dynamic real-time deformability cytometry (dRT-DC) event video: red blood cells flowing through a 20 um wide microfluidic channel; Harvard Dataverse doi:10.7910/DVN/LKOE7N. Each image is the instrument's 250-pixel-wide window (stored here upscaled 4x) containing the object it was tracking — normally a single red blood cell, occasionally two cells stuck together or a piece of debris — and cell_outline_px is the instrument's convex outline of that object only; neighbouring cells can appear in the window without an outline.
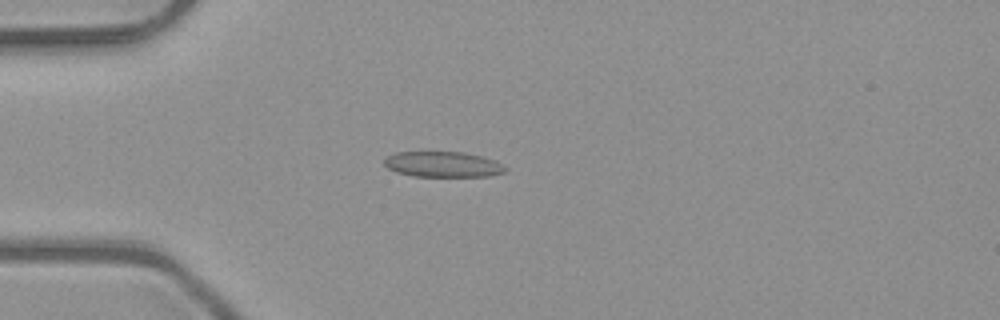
{"species": "common noctule bat (a hibernating species)", "species_latin": "Nyctalus noctula", "temperature_condition": "room temperature", "stored_images_in_passage": 5, "camera_frame_rate_fps": 3000, "um_per_image_px": 0.085, "animal": {"sex": "male", "body_mass_g": 23.1, "forearm_length_mm": 52.7}, "frame": {"image": 1, "passage_image": 4, "time_ms": 1.0, "image_size_px": [1000, 320], "cell_outline_px": [[508, 168], [504, 172], [488, 176], [416, 176], [396, 172], [388, 168], [384, 164], [384, 160], [388, 156], [396, 152], [464, 152], [496, 160]], "centroid_in_image_um": [37.66, 13.96], "position_along_channel_um": 47.3, "area_um2": 17.92}}